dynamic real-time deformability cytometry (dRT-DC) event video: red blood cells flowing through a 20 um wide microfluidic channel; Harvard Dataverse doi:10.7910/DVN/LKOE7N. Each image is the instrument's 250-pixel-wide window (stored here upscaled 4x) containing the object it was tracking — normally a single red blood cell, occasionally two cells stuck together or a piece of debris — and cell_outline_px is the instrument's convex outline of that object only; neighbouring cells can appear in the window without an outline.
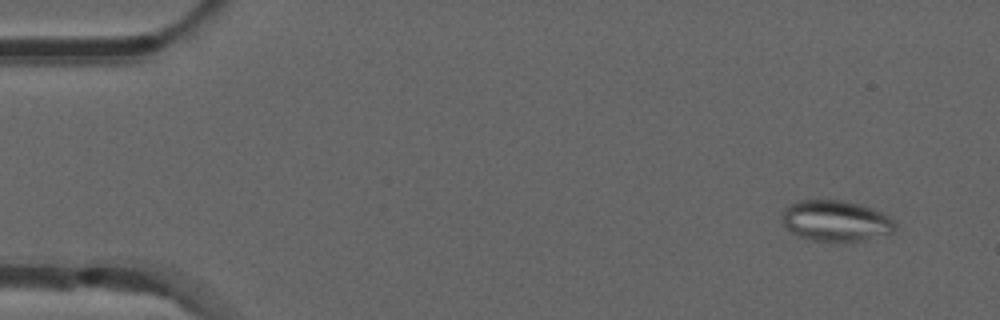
{"species": "common noctule bat (a hibernating species)", "species_latin": "Nyctalus noctula", "temperature_condition": "room temperature", "stored_images_in_passage": 53, "camera_frame_rate_fps": 3000, "um_per_image_px": 0.085, "animal": {"sex": "male", "forearm_length_mm": 52.5}, "frame": {"image": 1, "passage_image": 4, "time_ms": 1.0, "image_size_px": [1000, 320], "cell_outline_px": [[896, 228], [892, 232], [864, 240], [832, 244], [812, 240], [796, 236], [784, 228], [780, 220], [784, 208], [788, 204], [796, 200], [840, 200], [860, 204], [872, 208], [888, 216], [896, 224]], "centroid_in_image_um": [70.96, 18.8], "position_along_channel_um": 14.0, "area_um2": 27.74}}
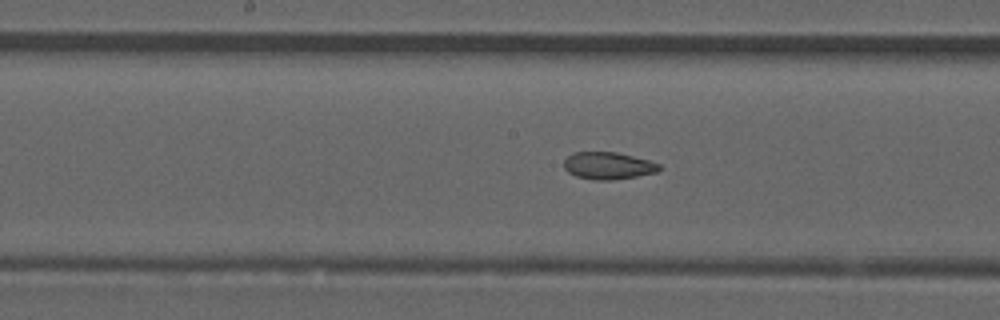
{"frame": {"image": 2, "passage_image": 27, "time_ms": 8.667, "image_size_px": [1000, 320], "cell_outline_px": [[660, 172], [612, 180], [592, 180], [576, 176], [568, 172], [564, 168], [564, 160], [572, 152], [616, 152], [648, 160], [660, 164]], "centroid_in_image_um": [51.69, 14.09], "position_along_channel_um": 196.5, "area_um2": 15.14}}
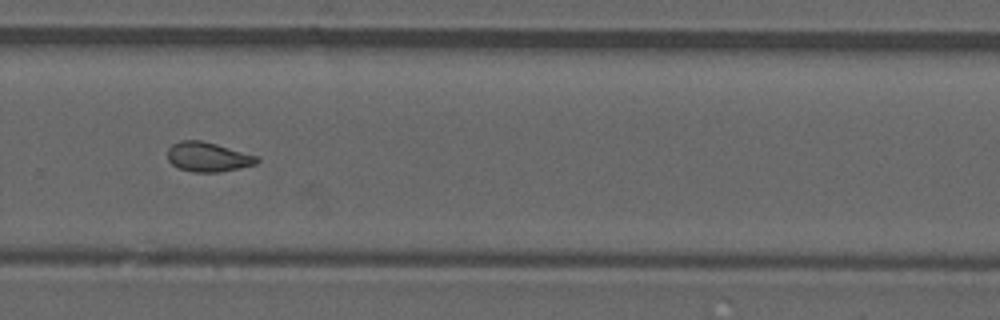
{"frame": {"image": 3, "passage_image": 36, "time_ms": 11.667, "image_size_px": [1000, 320], "cell_outline_px": [[260, 160], [256, 164], [240, 168], [220, 172], [192, 172], [180, 168], [172, 164], [168, 160], [168, 148], [172, 144], [180, 140], [200, 140], [216, 144], [260, 156]], "centroid_in_image_um": [17.7, 13.34], "position_along_channel_um": 312.1, "area_um2": 15.49}, "authors_computed_cell_mechanics": {"area_um2": 15.606, "velocity_mm_per_s": 3.8653, "shape_relaxation_time_tau1_ms": null, "shape_relaxation_time_tau2_ms": 2.8699, "deformation_change_tau1": null, "deformation_change_tau2": 0.0927}}